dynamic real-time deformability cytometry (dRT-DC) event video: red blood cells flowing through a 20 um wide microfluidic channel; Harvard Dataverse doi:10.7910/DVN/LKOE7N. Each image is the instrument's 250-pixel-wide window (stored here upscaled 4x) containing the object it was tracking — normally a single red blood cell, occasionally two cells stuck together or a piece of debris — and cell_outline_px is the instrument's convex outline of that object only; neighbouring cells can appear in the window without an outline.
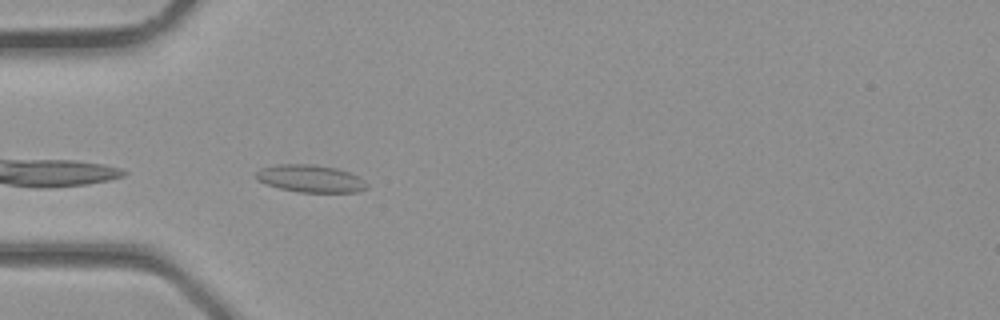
{"species": "common noctule bat (a hibernating species)", "species_latin": "Nyctalus noctula", "temperature_condition": "room temperature", "stored_images_in_passage": 4, "camera_frame_rate_fps": 3000, "um_per_image_px": 0.085, "animal": {"sex": "male", "body_mass_g": 23.1, "forearm_length_mm": 52.7}, "frame": {"image": 1, "passage_image": 4, "time_ms": 1.0, "image_size_px": [1000, 320], "cell_outline_px": [[368, 188], [356, 192], [296, 192], [280, 188], [256, 180], [256, 172], [260, 168], [280, 164], [312, 164], [336, 168], [348, 172], [364, 180], [368, 184]], "centroid_in_image_um": [26.38, 15.18], "position_along_channel_um": 58.6, "area_um2": 17.63}}